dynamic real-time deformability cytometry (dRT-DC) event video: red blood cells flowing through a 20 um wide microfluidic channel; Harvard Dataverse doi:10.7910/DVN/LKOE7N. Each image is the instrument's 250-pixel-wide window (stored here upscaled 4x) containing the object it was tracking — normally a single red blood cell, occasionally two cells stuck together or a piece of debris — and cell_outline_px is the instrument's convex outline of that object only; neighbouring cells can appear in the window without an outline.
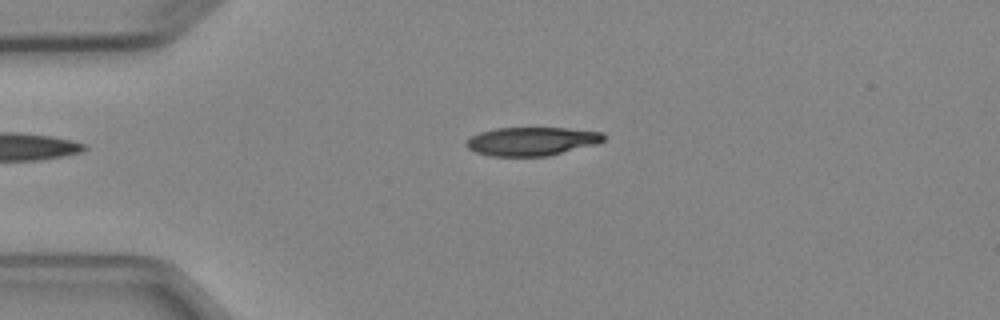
{"species": "Egyptian fruit bat (a non-hibernating species)", "species_latin": "Rousettus aegyptiacus", "temperature_condition": "cold", "stored_images_in_passage": 3, "camera_frame_rate_fps": 3000, "um_per_image_px": 0.085, "animal": {"sex": "female"}, "frame": {"image": 1, "passage_image": 3, "time_ms": 2.333, "image_size_px": [1000, 320], "cell_outline_px": [[608, 136], [604, 140], [596, 144], [548, 156], [488, 156], [476, 152], [468, 148], [464, 144], [464, 140], [480, 132], [496, 128], [564, 128], [604, 132]], "centroid_in_image_um": [45.19, 12.01], "position_along_channel_um": 39.8, "area_um2": 23.0}}